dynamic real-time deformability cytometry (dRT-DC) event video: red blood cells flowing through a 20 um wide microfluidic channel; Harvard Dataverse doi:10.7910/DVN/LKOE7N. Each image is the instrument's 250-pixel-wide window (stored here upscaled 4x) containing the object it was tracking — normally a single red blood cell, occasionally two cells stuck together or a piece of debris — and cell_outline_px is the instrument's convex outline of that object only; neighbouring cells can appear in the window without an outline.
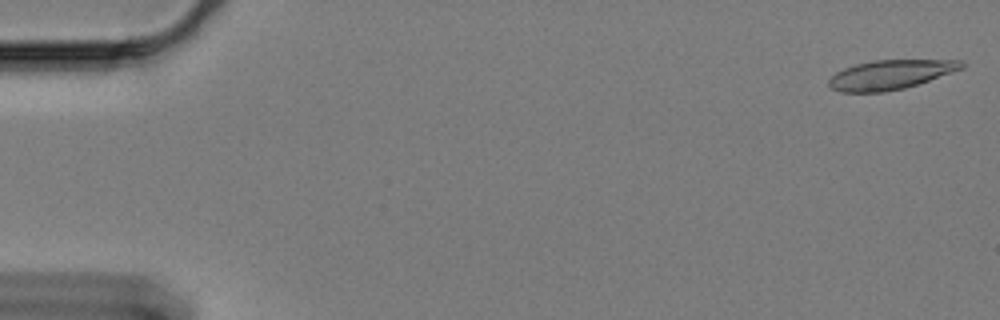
{"species": "Egyptian fruit bat (a non-hibernating species)", "species_latin": "Rousettus aegyptiacus", "temperature_condition": "cold", "stored_images_in_passage": 60, "camera_frame_rate_fps": 3000, "um_per_image_px": 0.085, "animal": {"sex": "female"}, "frame": {"image": 1, "passage_image": 1, "time_ms": 0.0, "image_size_px": [1000, 320], "cell_outline_px": [[964, 68], [904, 88], [884, 92], [840, 92], [832, 88], [828, 84], [828, 80], [836, 72], [844, 68], [856, 64], [872, 60], [964, 60]], "centroid_in_image_um": [75.66, 6.34], "position_along_channel_um": 9.3, "area_um2": 22.54}}
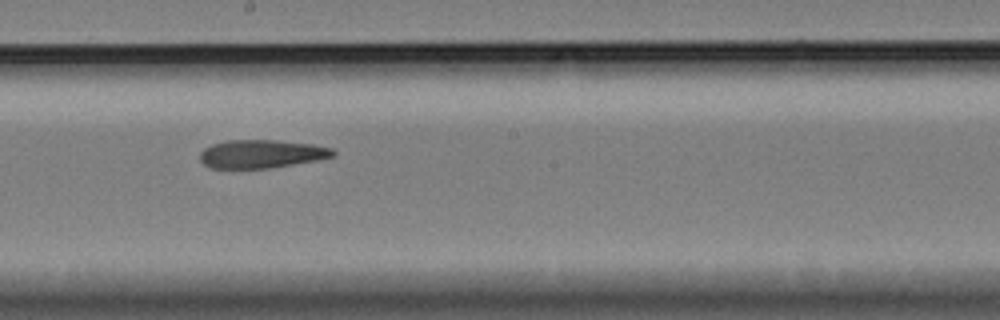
{"frame": {"image": 2, "passage_image": 33, "time_ms": 10.667, "image_size_px": [1000, 320], "cell_outline_px": [[336, 156], [316, 160], [268, 168], [208, 168], [200, 160], [200, 152], [204, 148], [212, 144], [228, 140], [276, 140], [312, 144], [332, 148], [336, 152]], "centroid_in_image_um": [22.21, 13.08], "position_along_channel_um": 226.0, "area_um2": 21.91}}
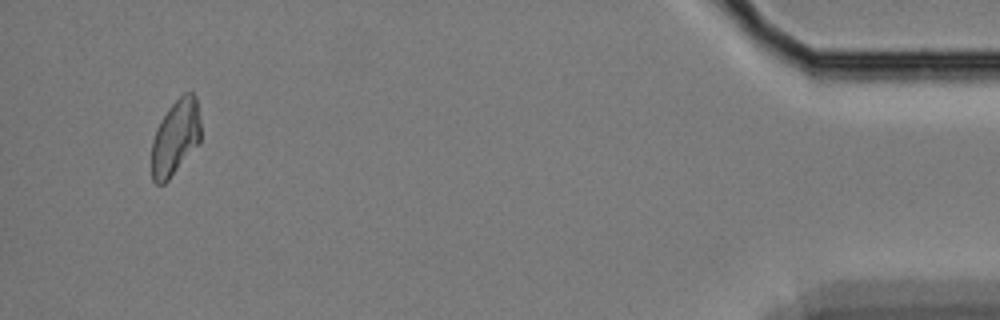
{"frame": {"image": 3, "passage_image": 57, "time_ms": 18.667, "image_size_px": [1000, 320], "cell_outline_px": [[200, 140], [168, 180], [164, 184], [156, 184], [152, 180], [152, 140], [156, 128], [160, 120], [168, 108], [184, 92], [192, 92], [196, 96], [200, 120]], "centroid_in_image_um": [14.89, 11.65], "position_along_channel_um": 420.3, "area_um2": 21.39}, "authors_computed_cell_mechanics": {"area_um2": 23.0044, "velocity_mm_per_s": 3.3122, "shape_relaxation_time_tau1_ms": null, "shape_relaxation_time_tau2_ms": 5.0488, "deformation_change_tau1": null, "deformation_change_tau2": 0.1384}}